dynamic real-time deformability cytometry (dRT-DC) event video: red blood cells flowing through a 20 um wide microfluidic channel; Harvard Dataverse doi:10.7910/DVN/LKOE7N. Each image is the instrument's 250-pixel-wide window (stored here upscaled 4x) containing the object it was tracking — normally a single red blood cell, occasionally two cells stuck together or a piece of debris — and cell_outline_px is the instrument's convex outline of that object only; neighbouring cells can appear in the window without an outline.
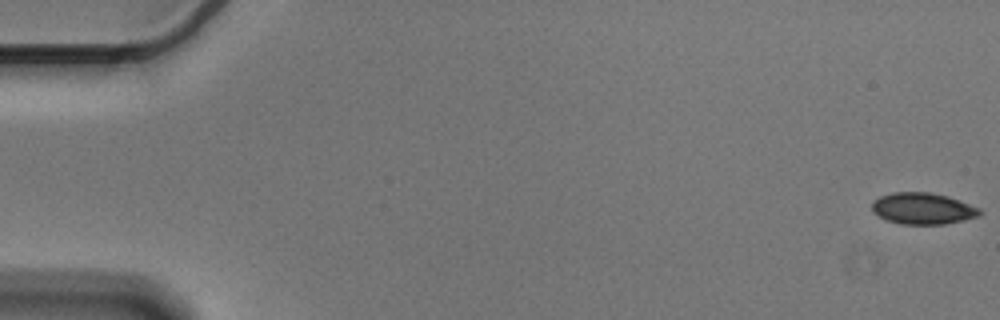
{"species": "Egyptian fruit bat (a non-hibernating species)", "species_latin": "Rousettus aegyptiacus", "temperature_condition": "cold", "stored_images_in_passage": 16, "camera_frame_rate_fps": 3000, "um_per_image_px": 0.085, "animal": {"sex": "male"}, "frame": {"image": 1, "passage_image": 1, "time_ms": 0.0, "image_size_px": [1000, 320], "cell_outline_px": [[980, 216], [964, 220], [944, 224], [900, 224], [888, 220], [872, 212], [872, 200], [880, 196], [892, 192], [928, 192], [948, 196], [980, 208]], "centroid_in_image_um": [78.42, 17.72], "position_along_channel_um": 6.6, "area_um2": 19.77}}